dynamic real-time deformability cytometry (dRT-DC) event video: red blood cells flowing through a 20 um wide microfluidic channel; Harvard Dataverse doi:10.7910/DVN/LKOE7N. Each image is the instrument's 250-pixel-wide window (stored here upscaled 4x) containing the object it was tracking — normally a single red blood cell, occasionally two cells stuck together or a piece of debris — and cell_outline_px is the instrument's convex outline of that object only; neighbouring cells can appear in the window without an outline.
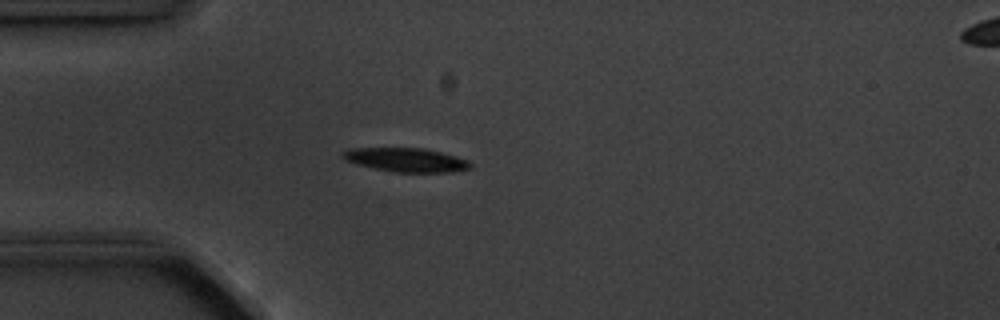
{"species": "common noctule bat (a hibernating species)", "species_latin": "Nyctalus noctula", "temperature_condition": "cold", "stored_images_in_passage": 3, "camera_frame_rate_fps": 3000, "um_per_image_px": 0.085, "animal": {"sex": "male", "body_mass_g": 20.1, "forearm_length_mm": 53.5}, "frame": {"image": 1, "passage_image": 3, "time_ms": 3.0, "image_size_px": [1000, 320], "cell_outline_px": [[472, 168], [452, 172], [392, 172], [372, 168], [356, 164], [344, 160], [340, 156], [340, 152], [352, 148], [424, 148], [456, 156], [468, 160], [472, 164]], "centroid_in_image_um": [34.49, 13.59], "position_along_channel_um": 50.5, "area_um2": 17.98}}